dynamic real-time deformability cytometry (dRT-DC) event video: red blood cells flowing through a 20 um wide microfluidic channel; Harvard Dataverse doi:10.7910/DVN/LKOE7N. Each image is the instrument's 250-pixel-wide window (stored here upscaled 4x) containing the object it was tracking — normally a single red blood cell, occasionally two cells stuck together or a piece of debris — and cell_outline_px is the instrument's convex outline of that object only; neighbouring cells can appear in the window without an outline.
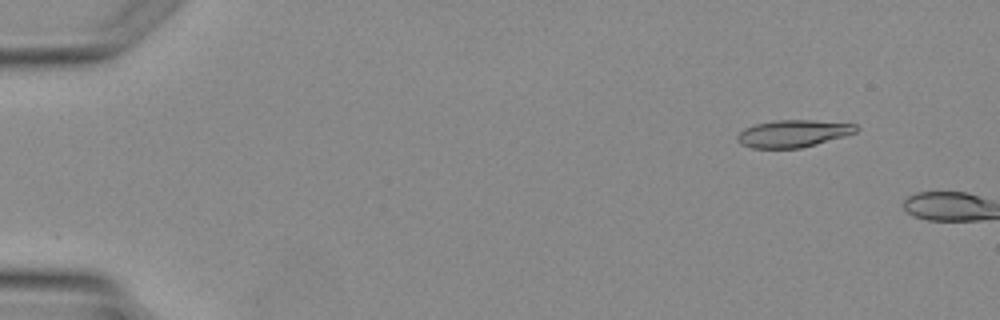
{"species": "Egyptian fruit bat (a non-hibernating species)", "species_latin": "Rousettus aegyptiacus", "temperature_condition": "warm", "stored_images_in_passage": 4, "segment_of_instrument_passage": [2, 2], "camera_frame_rate_fps": 3000, "um_per_image_px": 0.085, "animal": {"sex": "female"}, "frame": {"image": 1, "passage_image": 4, "time_ms": 4.0, "image_size_px": [1000, 320], "cell_outline_px": [[860, 128], [856, 132], [844, 136], [816, 144], [800, 148], [752, 148], [740, 144], [736, 136], [744, 128], [756, 124], [776, 120], [812, 120], [856, 124]], "centroid_in_image_um": [67.41, 11.35], "position_along_channel_um": 17.6, "area_um2": 18.79}}